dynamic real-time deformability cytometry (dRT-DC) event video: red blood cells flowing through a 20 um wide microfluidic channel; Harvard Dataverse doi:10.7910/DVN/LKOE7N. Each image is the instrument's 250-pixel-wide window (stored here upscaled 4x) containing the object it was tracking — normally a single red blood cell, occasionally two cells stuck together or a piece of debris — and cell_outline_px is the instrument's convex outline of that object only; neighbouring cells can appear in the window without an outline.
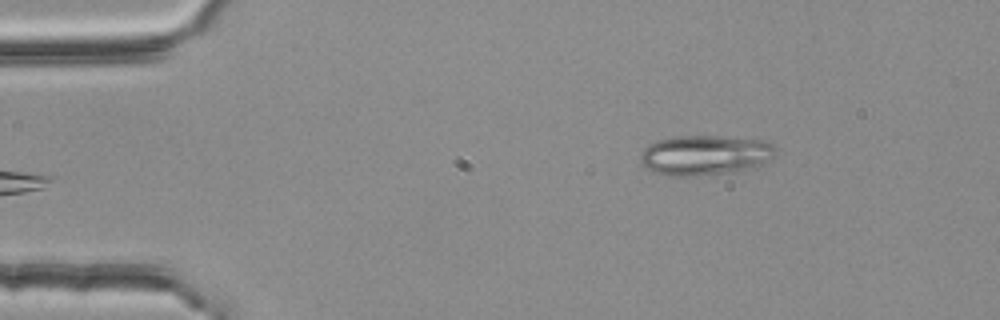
{"species": "common noctule bat (a hibernating species)", "species_latin": "Nyctalus noctula", "temperature_condition": "room temperature", "stored_images_in_passage": 3, "camera_frame_rate_fps": 3000, "um_per_image_px": 0.085, "animal": {"sex": "female", "body_mass_g": 25.1}, "frame": {"image": 1, "passage_image": 3, "time_ms": 0.667, "image_size_px": [1000, 320], "cell_outline_px": [[776, 152], [768, 160], [760, 164], [736, 172], [696, 176], [668, 176], [652, 172], [640, 164], [640, 152], [648, 144], [656, 140], [676, 136], [716, 136], [764, 140], [772, 144], [776, 148]], "centroid_in_image_um": [59.86, 13.19], "position_along_channel_um": 25.1, "area_um2": 31.79}}